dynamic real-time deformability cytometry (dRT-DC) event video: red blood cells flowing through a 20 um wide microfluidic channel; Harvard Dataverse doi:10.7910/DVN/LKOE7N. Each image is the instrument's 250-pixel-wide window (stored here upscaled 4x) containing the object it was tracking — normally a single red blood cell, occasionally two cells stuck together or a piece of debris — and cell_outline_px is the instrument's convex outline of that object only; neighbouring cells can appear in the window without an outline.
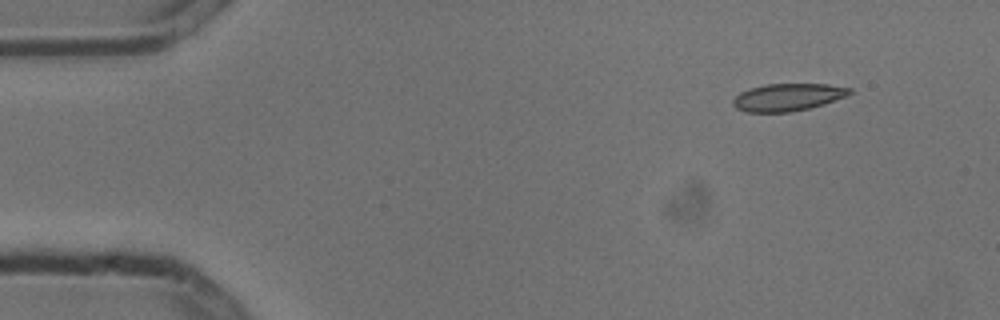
{"species": "common noctule bat (a hibernating species)", "species_latin": "Nyctalus noctula", "temperature_condition": "cold", "stored_images_in_passage": 4, "camera_frame_rate_fps": 3000, "um_per_image_px": 0.085, "animal": {"sex": "male", "body_mass_g": 13.3}, "frame": {"image": 1, "passage_image": 1, "time_ms": 0.0, "image_size_px": [1000, 320], "cell_outline_px": [[852, 92], [844, 96], [824, 104], [808, 108], [788, 112], [748, 112], [736, 108], [732, 104], [732, 100], [740, 92], [764, 84], [828, 84], [852, 88]], "centroid_in_image_um": [66.94, 8.25], "position_along_channel_um": 18.1, "area_um2": 18.44}}
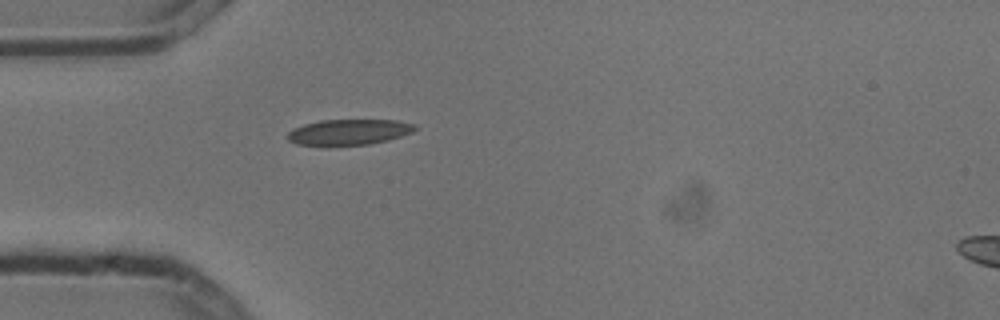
{"frame": {"image": 2, "passage_image": 4, "time_ms": 1.0, "image_size_px": [1000, 320], "cell_outline_px": [[420, 128], [412, 132], [388, 140], [368, 144], [296, 144], [288, 140], [288, 132], [292, 128], [304, 124], [320, 120], [396, 120], [416, 124]], "centroid_in_image_um": [29.7, 11.2], "position_along_channel_um": 55.3, "area_um2": 18.79}}